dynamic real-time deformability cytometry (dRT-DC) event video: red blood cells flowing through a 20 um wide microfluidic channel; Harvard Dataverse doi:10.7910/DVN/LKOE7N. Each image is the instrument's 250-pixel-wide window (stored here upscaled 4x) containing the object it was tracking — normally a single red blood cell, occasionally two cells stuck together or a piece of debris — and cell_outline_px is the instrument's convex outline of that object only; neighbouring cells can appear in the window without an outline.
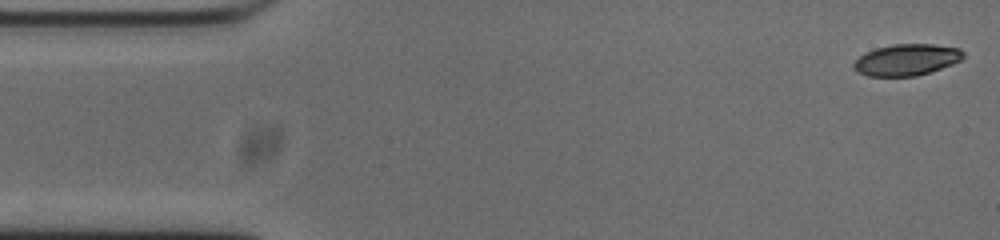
{"species": "common noctule bat (a hibernating species)", "species_latin": "Nyctalus noctula", "temperature_condition": "cold", "stored_images_in_passage": 1, "camera_frame_rate_fps": 3000, "um_per_image_px": 0.085, "animal": {"sex": "male", "body_mass_g": 20.0, "forearm_length_mm": 53.3}, "frame": {"image": 1, "passage_image": 1, "time_ms": 0.0, "image_size_px": [1000, 240], "cell_outline_px": [[964, 56], [960, 60], [952, 64], [916, 76], [868, 76], [856, 72], [852, 68], [852, 64], [860, 56], [876, 48], [892, 44], [932, 44], [960, 48], [964, 52]], "centroid_in_image_um": [77.04, 5.08], "position_along_channel_um": 8.0, "area_um2": 20.0}}